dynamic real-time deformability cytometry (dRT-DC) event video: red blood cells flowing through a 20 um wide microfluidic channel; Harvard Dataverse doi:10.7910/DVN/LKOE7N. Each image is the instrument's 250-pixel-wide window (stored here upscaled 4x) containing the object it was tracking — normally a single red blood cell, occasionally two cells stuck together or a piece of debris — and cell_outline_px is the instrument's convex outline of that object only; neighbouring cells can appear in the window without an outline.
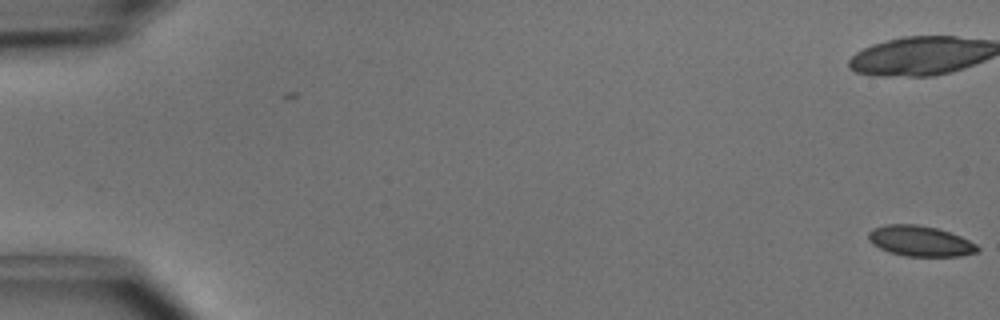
{"species": "common noctule bat (a hibernating species)", "species_latin": "Nyctalus noctula", "temperature_condition": "cold", "stored_images_in_passage": 4, "camera_frame_rate_fps": 3000, "um_per_image_px": 0.085, "animal": {"sex": "male", "body_mass_g": 15.6}, "frame": {"image": 1, "passage_image": 4, "time_ms": 1.0, "image_size_px": [1000, 320], "cell_outline_px": [[980, 252], [960, 256], [904, 256], [888, 252], [872, 244], [868, 240], [868, 232], [872, 228], [884, 224], [916, 224], [936, 228], [960, 236], [976, 244], [980, 248]], "centroid_in_image_um": [78.19, 20.49], "position_along_channel_um": 6.8, "area_um2": 19.54}}